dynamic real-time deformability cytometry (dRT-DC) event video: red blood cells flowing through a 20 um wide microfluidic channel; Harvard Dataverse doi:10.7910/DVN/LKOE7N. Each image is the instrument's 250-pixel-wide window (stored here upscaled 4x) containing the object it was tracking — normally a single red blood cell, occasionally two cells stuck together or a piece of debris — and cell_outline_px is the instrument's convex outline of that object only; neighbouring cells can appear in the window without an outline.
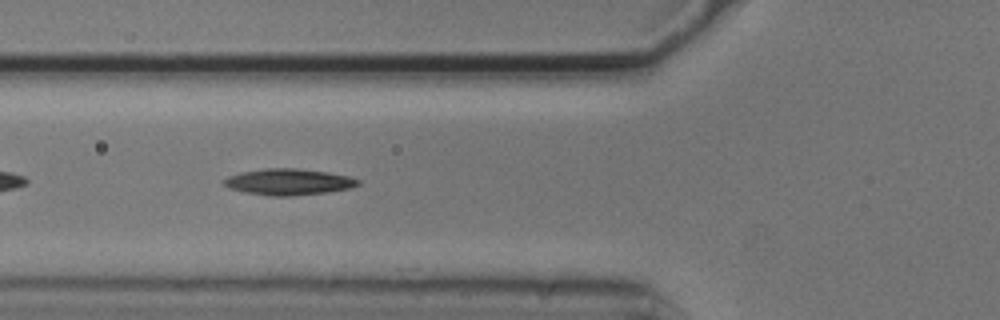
{"species": "common noctule bat (a hibernating species)", "species_latin": "Nyctalus noctula", "temperature_condition": "cold", "stored_images_in_passage": 7, "camera_frame_rate_fps": 3000, "um_per_image_px": 0.085, "animal": {"sex": "male", "body_mass_g": 20.5, "forearm_length_mm": 52.5}, "frame": {"image": 1, "passage_image": 4, "time_ms": 1.0, "image_size_px": [1000, 320], "cell_outline_px": [[360, 184], [352, 188], [328, 192], [292, 196], [268, 196], [244, 192], [228, 188], [224, 184], [224, 180], [228, 176], [240, 172], [264, 168], [296, 168], [328, 172], [348, 176], [360, 180]], "centroid_in_image_um": [24.53, 15.46], "position_along_channel_um": 101.3, "area_um2": 20.69}}
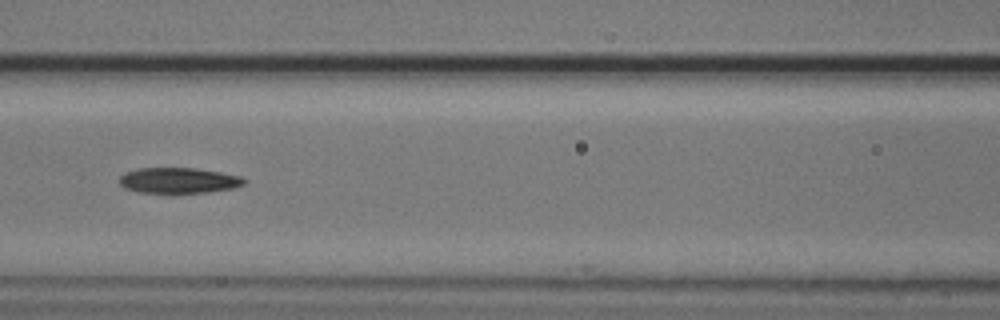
{"frame": {"image": 2, "passage_image": 5, "time_ms": 1.333, "image_size_px": [1000, 320], "cell_outline_px": [[244, 184], [232, 188], [204, 192], [136, 192], [124, 188], [120, 184], [120, 176], [128, 172], [140, 168], [196, 168], [220, 172], [240, 176], [244, 180]], "centroid_in_image_um": [15.15, 15.33], "position_along_channel_um": 151.4, "area_um2": 18.21}}
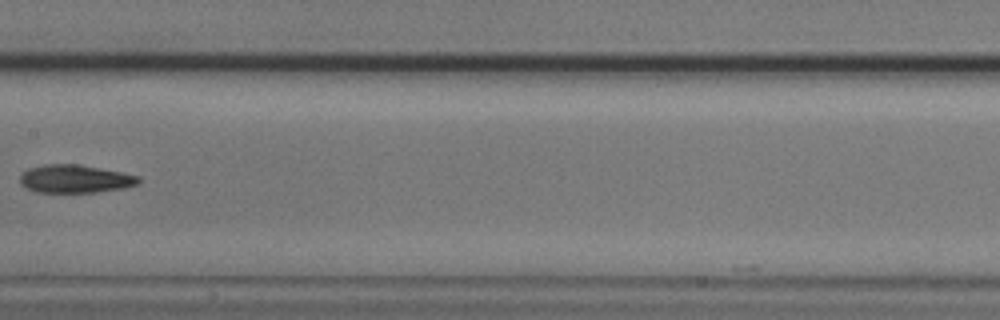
{"frame": {"image": 3, "passage_image": 6, "time_ms": 1.667, "image_size_px": [1000, 320], "cell_outline_px": [[140, 180], [136, 184], [124, 188], [96, 192], [36, 192], [20, 184], [20, 176], [28, 168], [44, 164], [76, 164], [100, 168], [140, 176]], "centroid_in_image_um": [6.36, 15.2], "position_along_channel_um": 201.0, "area_um2": 19.25}}